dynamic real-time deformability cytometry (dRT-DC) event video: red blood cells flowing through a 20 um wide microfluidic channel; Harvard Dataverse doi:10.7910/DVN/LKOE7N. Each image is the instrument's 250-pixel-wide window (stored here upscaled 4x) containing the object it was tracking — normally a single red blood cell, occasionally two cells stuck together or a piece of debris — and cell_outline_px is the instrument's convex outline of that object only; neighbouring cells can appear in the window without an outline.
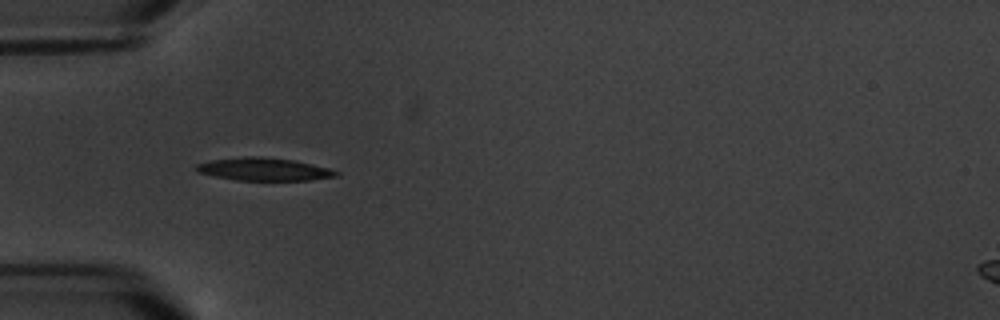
{"species": "common noctule bat (a hibernating species)", "species_latin": "Nyctalus noctula", "temperature_condition": "warm", "stored_images_in_passage": 6, "camera_frame_rate_fps": 3000, "um_per_image_px": 0.085, "animal": {"sex": "male", "body_mass_g": 20.1, "forearm_length_mm": 53.5}, "frame": {"image": 1, "passage_image": 4, "time_ms": 3.333, "image_size_px": [1000, 320], "cell_outline_px": [[340, 176], [308, 180], [236, 180], [196, 172], [196, 164], [212, 160], [244, 156], [260, 156], [292, 160], [312, 164], [328, 168], [340, 172]], "centroid_in_image_um": [22.45, 14.38], "position_along_channel_um": 62.6, "area_um2": 18.5}}
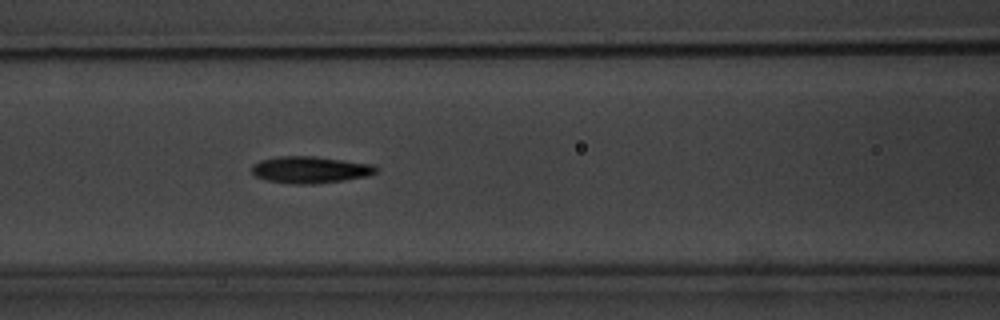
{"frame": {"image": 2, "passage_image": 6, "time_ms": 5.667, "image_size_px": [1000, 320], "cell_outline_px": [[380, 168], [376, 172], [368, 176], [344, 180], [312, 184], [292, 184], [268, 180], [256, 176], [252, 172], [252, 164], [260, 160], [280, 156], [316, 156], [372, 164]], "centroid_in_image_um": [26.39, 14.42], "position_along_channel_um": 140.2, "area_um2": 19.42}}